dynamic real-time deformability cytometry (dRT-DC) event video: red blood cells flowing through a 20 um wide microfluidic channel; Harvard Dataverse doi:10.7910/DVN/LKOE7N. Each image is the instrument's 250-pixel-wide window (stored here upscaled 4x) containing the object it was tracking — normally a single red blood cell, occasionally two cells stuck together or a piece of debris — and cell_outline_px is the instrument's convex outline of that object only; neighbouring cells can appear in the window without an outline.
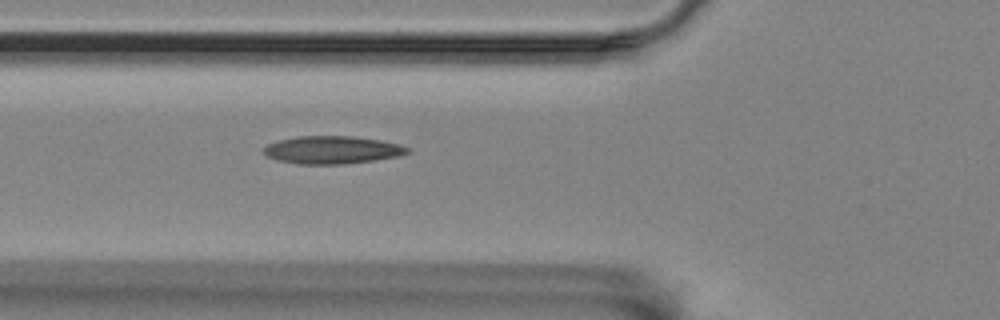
{"species": "Egyptian fruit bat (a non-hibernating species)", "species_latin": "Rousettus aegyptiacus", "temperature_condition": "room temperature", "stored_images_in_passage": 6, "camera_frame_rate_fps": 3000, "um_per_image_px": 0.085, "animal": {"sex": "female"}, "frame": {"image": 1, "passage_image": 6, "time_ms": 6.667, "image_size_px": [1000, 320], "cell_outline_px": [[412, 148], [408, 152], [396, 156], [376, 160], [340, 164], [300, 164], [276, 160], [268, 156], [264, 152], [264, 148], [268, 144], [280, 140], [296, 136], [352, 136], [380, 140], [400, 144]], "centroid_in_image_um": [28.25, 12.74], "position_along_channel_um": 97.5, "area_um2": 23.12}}